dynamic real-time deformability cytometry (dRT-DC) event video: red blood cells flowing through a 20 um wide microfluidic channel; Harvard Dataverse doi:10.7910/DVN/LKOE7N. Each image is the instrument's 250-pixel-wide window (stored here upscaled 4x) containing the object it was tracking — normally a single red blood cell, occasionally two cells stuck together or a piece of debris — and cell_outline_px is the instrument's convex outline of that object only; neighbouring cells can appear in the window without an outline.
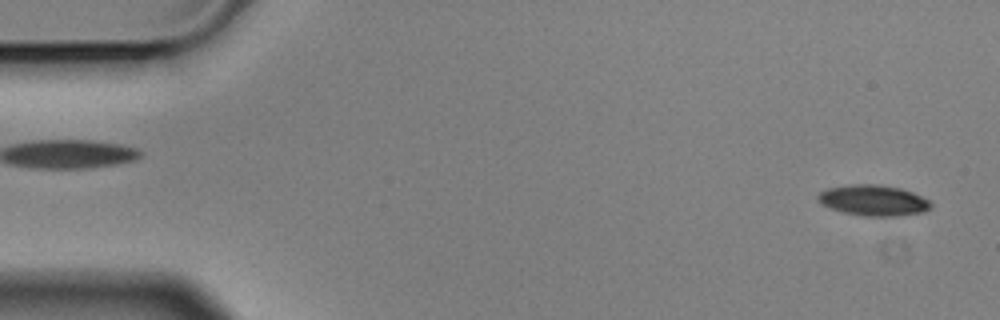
{"species": "Egyptian fruit bat (a non-hibernating species)", "species_latin": "Rousettus aegyptiacus", "temperature_condition": "cold", "stored_images_in_passage": 4, "segment_of_instrument_passage": [2, 2], "camera_frame_rate_fps": 3000, "um_per_image_px": 0.085, "animal": {"sex": "male"}, "frame": {"image": 1, "passage_image": 4, "time_ms": 1.0, "image_size_px": [1000, 320], "cell_outline_px": [[932, 204], [924, 212], [900, 216], [864, 216], [844, 212], [820, 204], [816, 200], [816, 196], [820, 192], [828, 188], [848, 184], [876, 184], [900, 188], [912, 192], [928, 200]], "centroid_in_image_um": [74.2, 17.03], "position_along_channel_um": 10.8, "area_um2": 20.23}}